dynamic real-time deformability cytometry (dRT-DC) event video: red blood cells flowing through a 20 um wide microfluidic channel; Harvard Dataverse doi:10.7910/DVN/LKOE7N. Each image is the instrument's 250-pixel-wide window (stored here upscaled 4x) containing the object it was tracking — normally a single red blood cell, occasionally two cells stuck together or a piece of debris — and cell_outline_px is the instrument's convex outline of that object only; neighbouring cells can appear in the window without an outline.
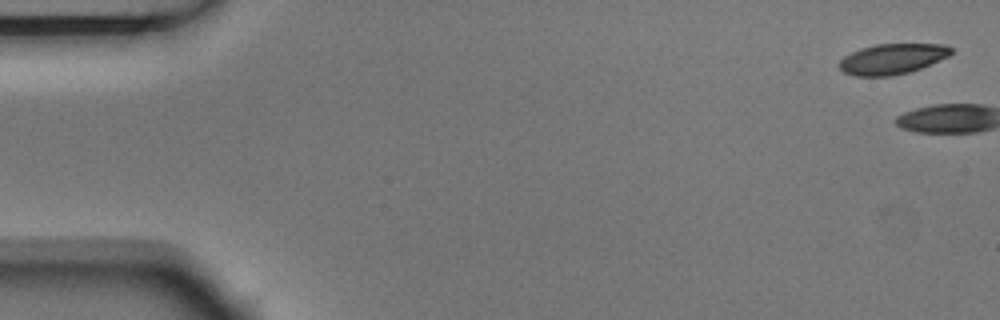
{"species": "Egyptian fruit bat (a non-hibernating species)", "species_latin": "Rousettus aegyptiacus", "temperature_condition": "room temperature", "stored_images_in_passage": 4, "camera_frame_rate_fps": 3000, "um_per_image_px": 0.085, "animal": {"sex": "male"}, "frame": {"image": 1, "passage_image": 1, "time_ms": 0.0, "image_size_px": [1000, 320], "cell_outline_px": [[952, 52], [948, 56], [912, 72], [892, 76], [856, 76], [844, 72], [836, 64], [844, 56], [860, 48], [876, 44], [944, 44], [952, 48]], "centroid_in_image_um": [75.82, 5.01], "position_along_channel_um": 9.2, "area_um2": 19.94}}